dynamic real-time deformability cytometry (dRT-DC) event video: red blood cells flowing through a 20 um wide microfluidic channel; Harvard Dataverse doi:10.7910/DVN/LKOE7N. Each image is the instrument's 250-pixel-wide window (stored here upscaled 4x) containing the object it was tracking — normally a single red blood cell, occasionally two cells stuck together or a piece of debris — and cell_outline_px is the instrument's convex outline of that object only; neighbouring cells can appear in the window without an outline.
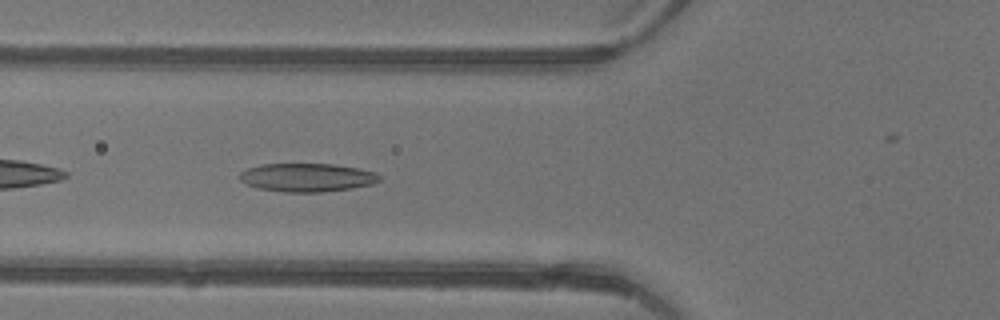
{"species": "common noctule bat (a hibernating species)", "species_latin": "Nyctalus noctula", "temperature_condition": "warm", "stored_images_in_passage": 39, "camera_frame_rate_fps": 3000, "um_per_image_px": 0.085, "animal": {"sex": "female"}, "frame": {"image": 1, "passage_image": 18, "time_ms": 5.667, "image_size_px": [1000, 320], "cell_outline_px": [[380, 180], [372, 184], [352, 188], [320, 192], [284, 192], [256, 188], [240, 180], [240, 172], [248, 168], [260, 164], [332, 164], [360, 168], [372, 172], [380, 176]], "centroid_in_image_um": [26.08, 15.08], "position_along_channel_um": 99.7, "area_um2": 23.06}}
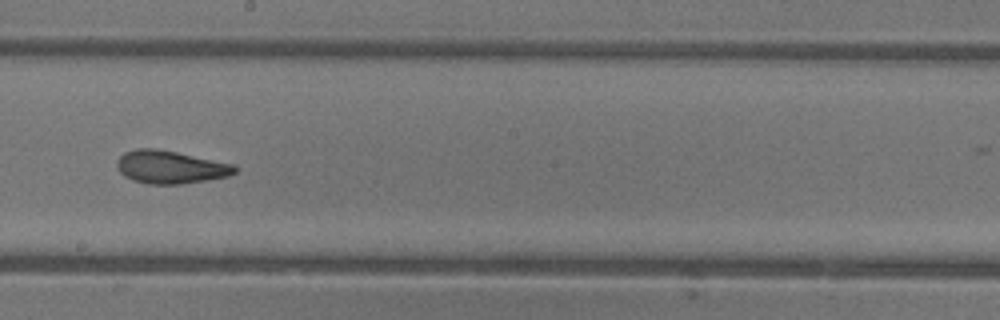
{"frame": {"image": 2, "passage_image": 27, "time_ms": 8.667, "image_size_px": [1000, 320], "cell_outline_px": [[236, 172], [228, 176], [180, 184], [148, 184], [132, 180], [124, 176], [116, 168], [116, 160], [124, 152], [136, 148], [156, 148], [236, 164]], "centroid_in_image_um": [14.45, 14.19], "position_along_channel_um": 233.8, "area_um2": 22.72}}
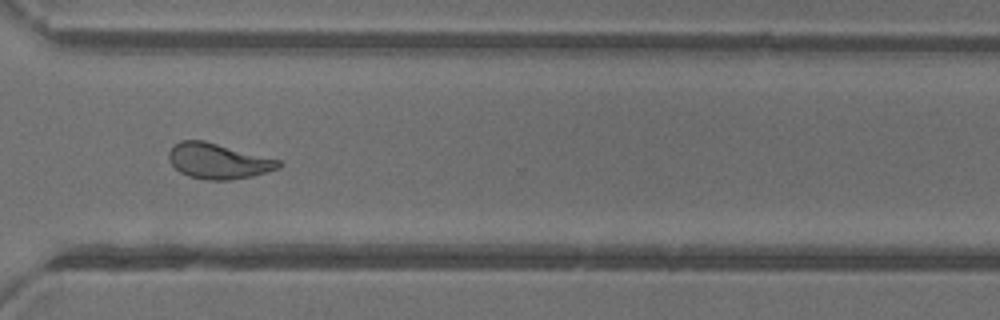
{"frame": {"image": 3, "passage_image": 35, "time_ms": 11.333, "image_size_px": [1000, 320], "cell_outline_px": [[284, 164], [280, 168], [268, 172], [252, 176], [232, 180], [208, 180], [188, 176], [180, 172], [168, 160], [168, 152], [180, 140], [204, 140], [280, 160]], "centroid_in_image_um": [18.57, 13.69], "position_along_channel_um": 352.0, "area_um2": 22.77}}